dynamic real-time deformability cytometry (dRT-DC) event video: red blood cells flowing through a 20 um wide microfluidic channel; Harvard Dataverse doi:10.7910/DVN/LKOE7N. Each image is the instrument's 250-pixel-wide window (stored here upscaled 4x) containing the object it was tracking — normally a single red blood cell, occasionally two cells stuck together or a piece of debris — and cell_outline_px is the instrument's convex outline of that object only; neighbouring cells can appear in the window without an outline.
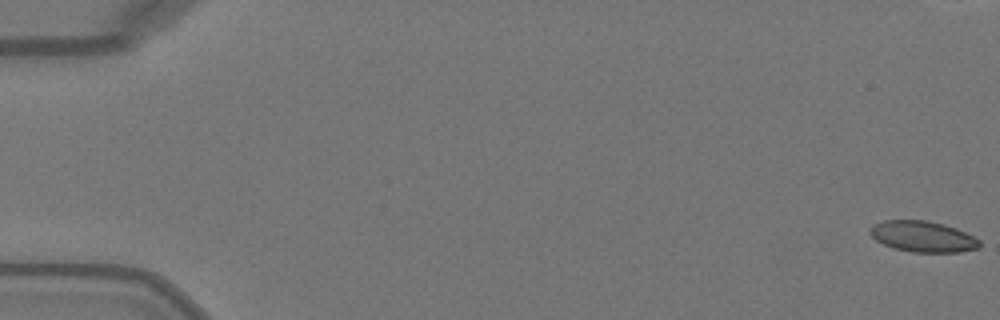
{"species": "Egyptian fruit bat (a non-hibernating species)", "species_latin": "Rousettus aegyptiacus", "temperature_condition": "warm", "stored_images_in_passage": 52, "camera_frame_rate_fps": 3000, "um_per_image_px": 0.085, "animal": {"sex": "female"}, "frame": {"image": 1, "passage_image": 1, "time_ms": 0.0, "image_size_px": [1000, 320], "cell_outline_px": [[980, 248], [960, 252], [912, 252], [892, 248], [876, 240], [868, 232], [876, 224], [884, 220], [924, 220], [944, 224], [956, 228], [980, 240]], "centroid_in_image_um": [78.46, 20.11], "position_along_channel_um": 6.5, "area_um2": 19.65}}
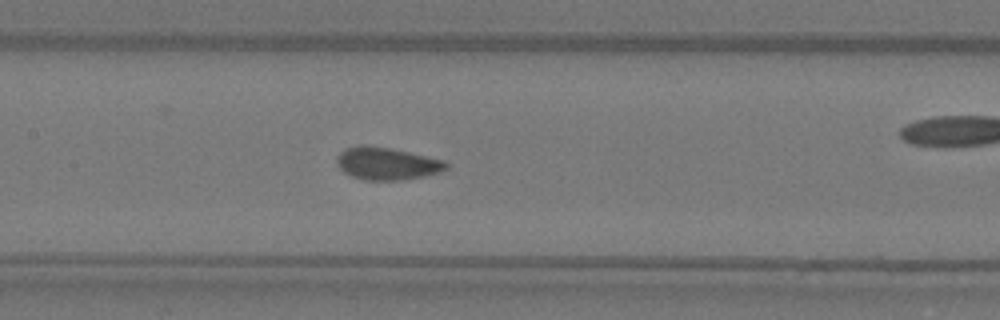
{"frame": {"image": 2, "passage_image": 25, "time_ms": 8.0, "image_size_px": [1000, 320], "cell_outline_px": [[448, 168], [440, 172], [424, 176], [400, 180], [364, 180], [352, 176], [344, 172], [336, 164], [336, 156], [344, 148], [360, 144], [364, 144], [388, 148], [408, 152], [444, 160], [448, 164]], "centroid_in_image_um": [32.84, 13.89], "position_along_channel_um": 174.6, "area_um2": 20.75}}
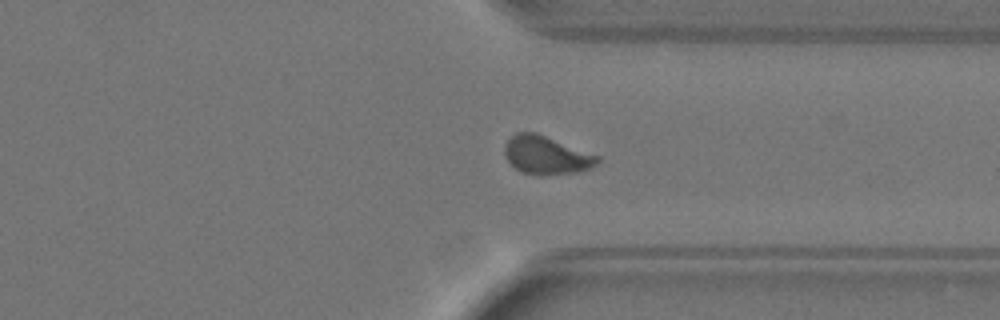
{"frame": {"image": 3, "passage_image": 39, "time_ms": 12.667, "image_size_px": [1000, 320], "cell_outline_px": [[600, 160], [596, 164], [588, 168], [576, 172], [540, 176], [520, 172], [504, 156], [504, 144], [516, 132], [536, 132], [600, 156]], "centroid_in_image_um": [46.41, 13.19], "position_along_channel_um": 365.0, "area_um2": 20.75}, "authors_computed_cell_mechanics": {"area_um2": 20.23, "velocity_mm_per_s": 4.1051, "shape_relaxation_time_tau1_ms": 8.0751, "shape_relaxation_time_tau2_ms": null, "deformation_change_tau1": 0.1739, "deformation_change_tau2": null}}